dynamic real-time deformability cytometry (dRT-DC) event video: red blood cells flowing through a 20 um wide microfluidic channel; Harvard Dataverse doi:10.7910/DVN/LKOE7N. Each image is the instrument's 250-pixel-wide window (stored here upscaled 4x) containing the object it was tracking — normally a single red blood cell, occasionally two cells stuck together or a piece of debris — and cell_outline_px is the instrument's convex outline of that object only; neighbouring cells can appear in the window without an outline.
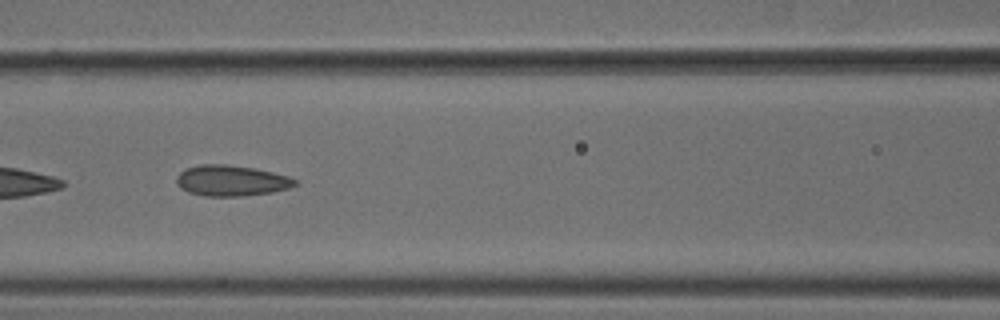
{"species": "common noctule bat (a hibernating species)", "species_latin": "Nyctalus noctula", "temperature_condition": "cold", "stored_images_in_passage": 52, "camera_frame_rate_fps": 3000, "um_per_image_px": 0.085, "animal": {"sex": "male", "body_mass_g": 18.8}, "frame": {"image": 1, "passage_image": 23, "time_ms": 7.333, "image_size_px": [1000, 320], "cell_outline_px": [[296, 184], [288, 188], [272, 192], [240, 196], [204, 196], [188, 192], [180, 188], [176, 184], [176, 176], [180, 172], [188, 168], [200, 164], [224, 164], [256, 168], [288, 176], [296, 180]], "centroid_in_image_um": [19.62, 15.35], "position_along_channel_um": 147.0, "area_um2": 21.21}}
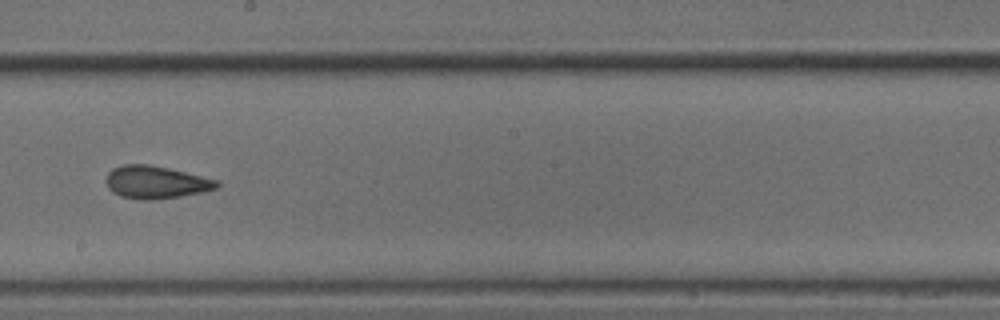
{"frame": {"image": 2, "passage_image": 30, "time_ms": 9.667, "image_size_px": [1000, 320], "cell_outline_px": [[220, 184], [216, 188], [200, 192], [180, 196], [156, 200], [144, 200], [120, 196], [112, 192], [108, 188], [108, 172], [112, 168], [120, 164], [148, 164], [168, 168], [216, 180]], "centroid_in_image_um": [13.2, 15.49], "position_along_channel_um": 235.0, "area_um2": 20.81}, "authors_computed_cell_mechanics": {"area_um2": 21.7039, "velocity_mm_per_s": 3.7768, "shape_relaxation_time_tau1_ms": null, "shape_relaxation_time_tau2_ms": 1.9384, "deformation_change_tau1": null, "deformation_change_tau2": 0.0935}}